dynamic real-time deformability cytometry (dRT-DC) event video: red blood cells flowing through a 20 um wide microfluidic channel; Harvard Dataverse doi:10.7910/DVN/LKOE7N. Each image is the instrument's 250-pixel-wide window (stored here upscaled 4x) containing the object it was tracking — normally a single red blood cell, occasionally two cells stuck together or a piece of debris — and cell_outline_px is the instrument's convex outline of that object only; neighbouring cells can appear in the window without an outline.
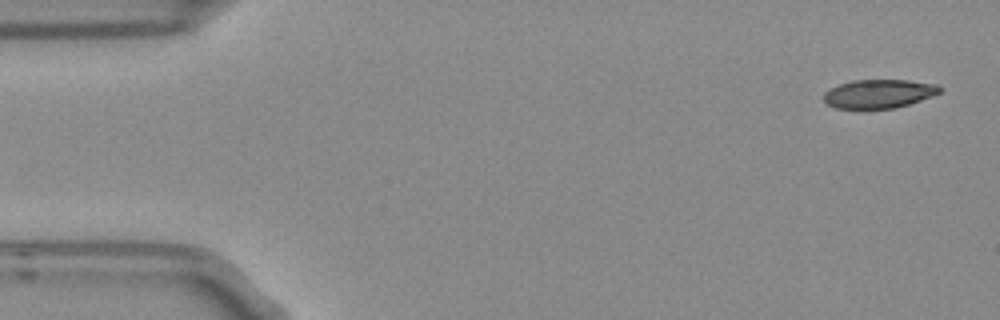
{"species": "Egyptian fruit bat (a non-hibernating species)", "species_latin": "Rousettus aegyptiacus", "temperature_condition": "room temperature", "stored_images_in_passage": 3, "camera_frame_rate_fps": 3000, "um_per_image_px": 0.085, "frame": {"image": 1, "passage_image": 1, "time_ms": 0.0, "image_size_px": [1000, 320], "cell_outline_px": [[940, 92], [932, 96], [896, 108], [836, 108], [828, 104], [824, 100], [824, 92], [828, 88], [852, 80], [908, 80], [936, 84], [940, 88]], "centroid_in_image_um": [74.67, 7.96], "position_along_channel_um": 10.3, "area_um2": 19.25}}